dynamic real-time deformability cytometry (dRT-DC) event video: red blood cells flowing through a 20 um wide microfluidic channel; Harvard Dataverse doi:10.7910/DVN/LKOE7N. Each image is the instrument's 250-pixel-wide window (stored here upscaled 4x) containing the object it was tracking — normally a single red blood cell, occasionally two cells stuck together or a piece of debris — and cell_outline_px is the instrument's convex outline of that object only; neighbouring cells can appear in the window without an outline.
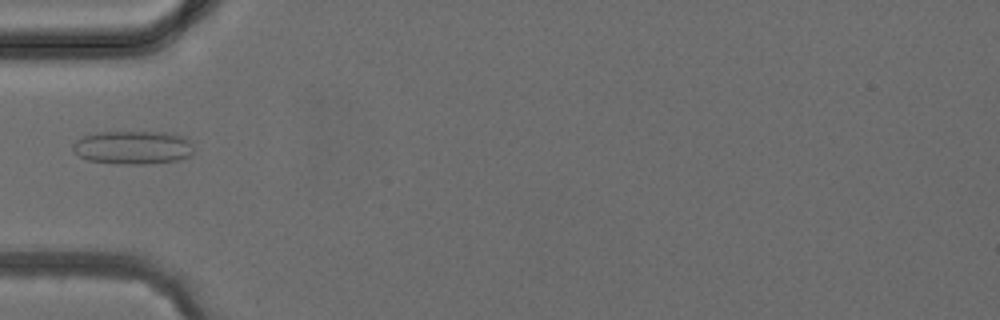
{"species": "common noctule bat (a hibernating species)", "species_latin": "Nyctalus noctula", "temperature_condition": "cold", "stored_images_in_passage": 5, "camera_frame_rate_fps": 3000, "um_per_image_px": 0.085, "animal": {"sex": "female", "body_mass_g": 24.6, "forearm_length_mm": 56.2}, "frame": {"image": 1, "passage_image": 5, "time_ms": 4.667, "image_size_px": [1000, 320], "cell_outline_px": [[192, 156], [180, 160], [148, 164], [116, 164], [88, 160], [72, 152], [72, 144], [76, 140], [84, 136], [100, 132], [168, 132], [184, 136], [192, 140]], "centroid_in_image_um": [11.33, 12.54], "position_along_channel_um": 73.7, "area_um2": 23.99}}